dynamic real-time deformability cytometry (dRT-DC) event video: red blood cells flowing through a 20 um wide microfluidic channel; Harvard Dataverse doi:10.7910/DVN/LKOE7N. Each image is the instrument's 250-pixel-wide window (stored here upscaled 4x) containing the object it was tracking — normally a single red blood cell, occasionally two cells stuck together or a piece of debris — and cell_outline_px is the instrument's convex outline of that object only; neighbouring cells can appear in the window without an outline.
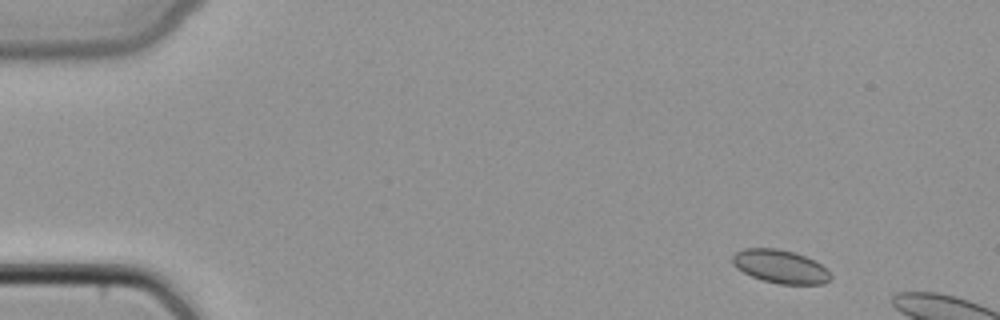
{"species": "common noctule bat (a hibernating species)", "species_latin": "Nyctalus noctula", "temperature_condition": "cold", "stored_images_in_passage": 10, "camera_frame_rate_fps": 3000, "um_per_image_px": 0.085, "animal": {"sex": "female", "body_mass_g": 22.7, "forearm_length_mm": 54.2}, "frame": {"image": 1, "passage_image": 4, "time_ms": 1.0, "image_size_px": [1000, 320], "cell_outline_px": [[832, 276], [824, 284], [780, 284], [764, 280], [752, 276], [736, 268], [732, 264], [732, 256], [736, 252], [744, 248], [776, 248], [792, 252], [804, 256], [820, 264]], "centroid_in_image_um": [66.29, 22.65], "position_along_channel_um": 18.7, "area_um2": 18.79}}